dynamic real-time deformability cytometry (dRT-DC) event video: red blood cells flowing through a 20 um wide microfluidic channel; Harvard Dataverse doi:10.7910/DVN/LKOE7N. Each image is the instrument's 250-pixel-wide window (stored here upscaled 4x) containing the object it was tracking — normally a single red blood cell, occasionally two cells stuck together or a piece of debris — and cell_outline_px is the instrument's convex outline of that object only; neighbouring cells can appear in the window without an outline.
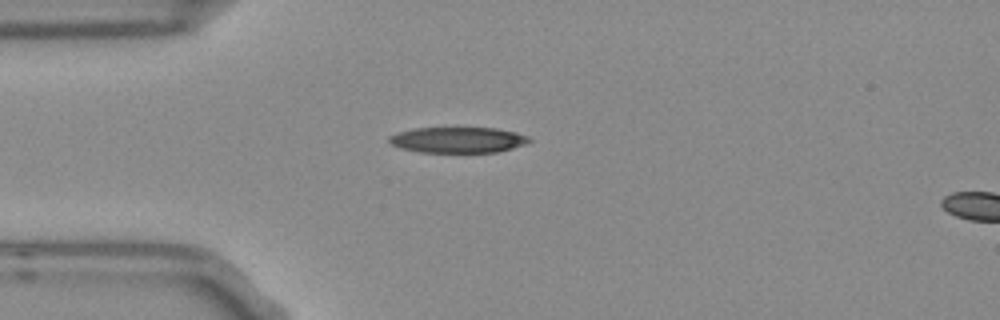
{"species": "Egyptian fruit bat (a non-hibernating species)", "species_latin": "Rousettus aegyptiacus", "temperature_condition": "room temperature", "stored_images_in_passage": 41, "camera_frame_rate_fps": 3000, "um_per_image_px": 0.085, "frame": {"image": 1, "passage_image": 1, "time_ms": 0.0, "image_size_px": [1000, 320], "cell_outline_px": [[532, 140], [524, 144], [512, 148], [496, 152], [420, 152], [400, 148], [392, 144], [388, 140], [388, 136], [396, 132], [412, 128], [496, 128], [516, 132], [528, 136]], "centroid_in_image_um": [38.89, 11.88], "position_along_channel_um": 46.1, "area_um2": 21.04}}
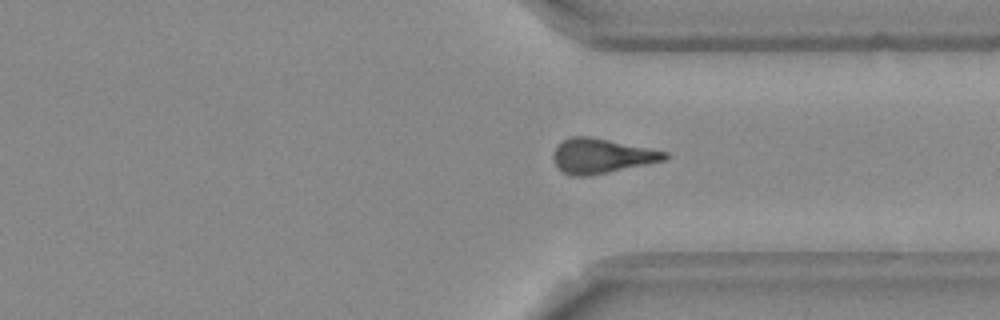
{"frame": {"image": 2, "passage_image": 27, "time_ms": 8.667, "image_size_px": [1000, 320], "cell_outline_px": [[668, 156], [664, 160], [608, 172], [588, 176], [572, 176], [560, 172], [552, 156], [556, 148], [564, 140], [572, 136], [588, 136], [668, 152]], "centroid_in_image_um": [51.09, 13.26], "position_along_channel_um": 360.3, "area_um2": 22.14}}
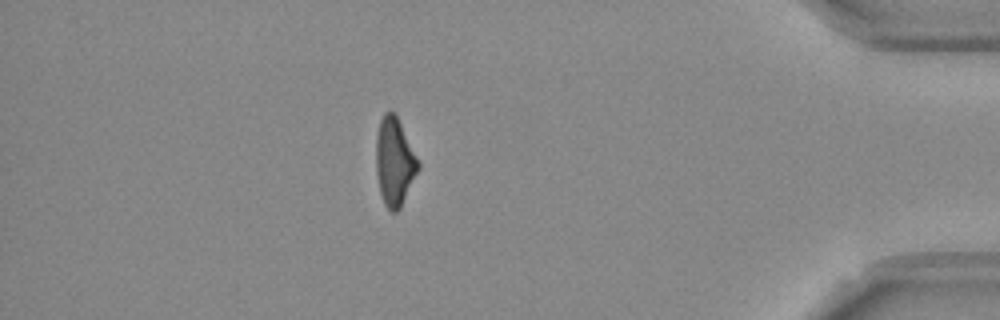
{"frame": {"image": 3, "passage_image": 34, "time_ms": 11.0, "image_size_px": [1000, 320], "cell_outline_px": [[420, 168], [400, 208], [396, 212], [392, 212], [384, 204], [380, 192], [376, 172], [376, 136], [380, 120], [384, 112], [392, 112], [396, 116], [420, 164]], "centroid_in_image_um": [33.52, 13.78], "position_along_channel_um": 401.7, "area_um2": 21.27}, "authors_computed_cell_mechanics": {"area_um2": 22.1374, "velocity_mm_per_s": 3.7735, "shape_relaxation_time_tau1_ms": 11.1181, "shape_relaxation_time_tau2_ms": null, "deformation_change_tau1": 0.2862, "deformation_change_tau2": null}}